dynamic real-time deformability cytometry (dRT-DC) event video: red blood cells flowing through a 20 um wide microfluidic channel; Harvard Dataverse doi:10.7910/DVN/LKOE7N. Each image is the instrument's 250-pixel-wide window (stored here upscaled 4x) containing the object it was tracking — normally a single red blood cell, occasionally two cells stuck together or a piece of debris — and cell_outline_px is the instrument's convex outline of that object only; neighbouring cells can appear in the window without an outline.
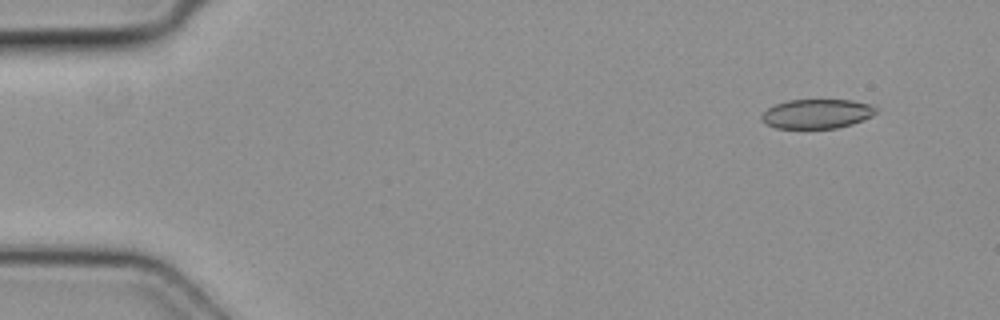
{"species": "common noctule bat (a hibernating species)", "species_latin": "Nyctalus noctula", "temperature_condition": "cold", "stored_images_in_passage": 4, "camera_frame_rate_fps": 3000, "um_per_image_px": 0.085, "animal": {"sex": "female", "body_mass_g": 19.3, "forearm_length_mm": 54.1}, "frame": {"image": 1, "passage_image": 1, "time_ms": 0.0, "image_size_px": [1000, 320], "cell_outline_px": [[876, 112], [872, 116], [864, 120], [852, 124], [836, 128], [776, 128], [768, 124], [760, 116], [768, 108], [776, 104], [788, 100], [852, 100], [868, 104], [876, 108]], "centroid_in_image_um": [69.45, 9.67], "position_along_channel_um": 15.5, "area_um2": 19.36}}
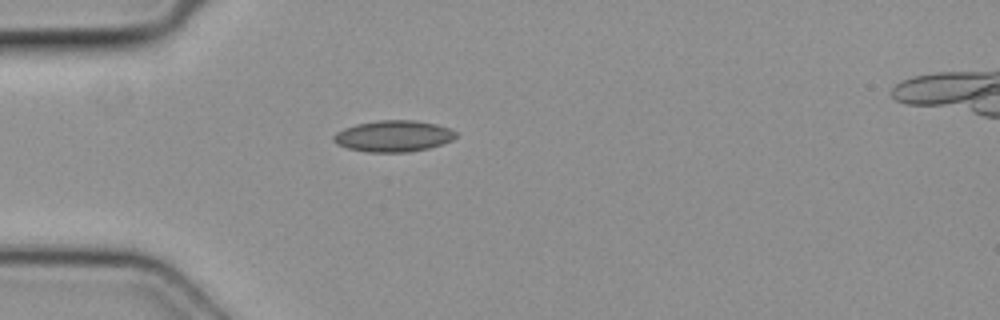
{"frame": {"image": 2, "passage_image": 4, "time_ms": 1.0, "image_size_px": [1000, 320], "cell_outline_px": [[456, 136], [452, 140], [428, 148], [408, 152], [368, 152], [348, 148], [336, 144], [332, 140], [332, 136], [336, 132], [344, 128], [356, 124], [380, 120], [416, 120], [436, 124], [448, 128], [456, 132]], "centroid_in_image_um": [33.4, 11.56], "position_along_channel_um": 51.6, "area_um2": 22.25}}